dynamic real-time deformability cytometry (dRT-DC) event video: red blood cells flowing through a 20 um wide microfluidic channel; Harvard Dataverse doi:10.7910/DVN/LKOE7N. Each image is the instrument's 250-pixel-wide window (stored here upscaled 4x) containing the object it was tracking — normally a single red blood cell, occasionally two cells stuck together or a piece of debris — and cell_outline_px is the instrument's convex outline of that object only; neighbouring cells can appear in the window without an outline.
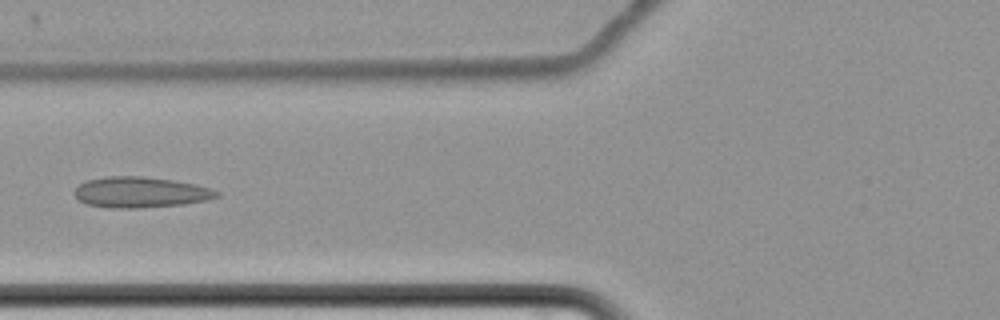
{"species": "common noctule bat (a hibernating species)", "species_latin": "Nyctalus noctula", "temperature_condition": "cold", "stored_images_in_passage": 7, "camera_frame_rate_fps": 3000, "um_per_image_px": 0.085, "animal": {"sex": "female", "body_mass_g": 22.7, "forearm_length_mm": 54.2}, "frame": {"image": 1, "passage_image": 7, "time_ms": 7.333, "image_size_px": [1000, 320], "cell_outline_px": [[220, 196], [208, 200], [184, 204], [136, 208], [112, 208], [88, 204], [80, 200], [72, 192], [84, 180], [104, 176], [140, 176], [172, 180], [196, 184], [212, 188], [220, 192]], "centroid_in_image_um": [11.96, 16.33], "position_along_channel_um": 113.8, "area_um2": 25.61}}